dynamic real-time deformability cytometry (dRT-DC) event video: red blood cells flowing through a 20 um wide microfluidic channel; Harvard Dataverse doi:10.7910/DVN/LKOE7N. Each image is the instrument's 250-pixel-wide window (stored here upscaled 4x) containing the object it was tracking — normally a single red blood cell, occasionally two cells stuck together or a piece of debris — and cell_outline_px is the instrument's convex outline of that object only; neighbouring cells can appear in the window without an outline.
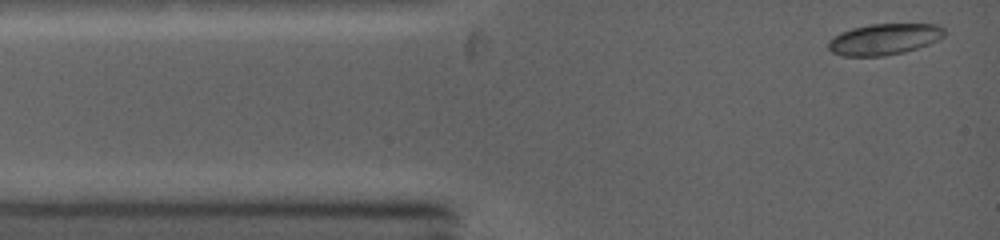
{"species": "common noctule bat (a hibernating species)", "species_latin": "Nyctalus noctula", "temperature_condition": "warm", "stored_images_in_passage": 6, "camera_frame_rate_fps": 5000, "um_per_image_px": 0.085, "animal": {"sex": "female", "body_mass_g": 19.0, "forearm_length_mm": 53.3}, "frame": {"image": 1, "passage_image": 1, "time_ms": 0.0, "image_size_px": [1000, 240], "cell_outline_px": [[944, 36], [928, 44], [904, 52], [880, 56], [840, 56], [832, 52], [828, 48], [828, 40], [840, 32], [852, 28], [868, 24], [940, 24], [944, 28]], "centroid_in_image_um": [75.12, 3.33], "position_along_channel_um": 9.9, "area_um2": 21.1}}